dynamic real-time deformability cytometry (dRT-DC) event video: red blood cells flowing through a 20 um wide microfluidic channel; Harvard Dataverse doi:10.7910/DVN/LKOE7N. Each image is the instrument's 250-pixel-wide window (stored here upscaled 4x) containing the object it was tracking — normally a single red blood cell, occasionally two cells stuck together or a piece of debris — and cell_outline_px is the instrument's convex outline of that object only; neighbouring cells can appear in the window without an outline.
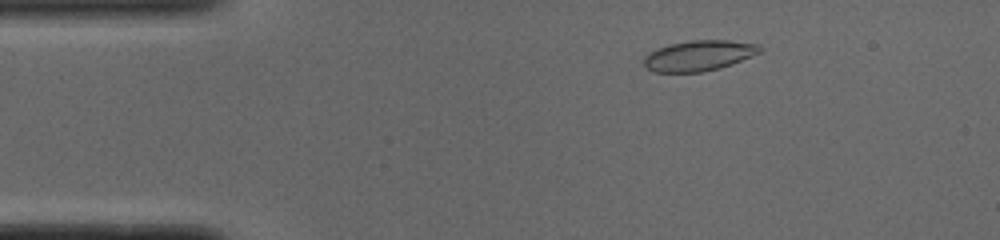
{"species": "common noctule bat (a hibernating species)", "species_latin": "Nyctalus noctula", "temperature_condition": "cold", "stored_images_in_passage": 50, "camera_frame_rate_fps": 3000, "um_per_image_px": 0.085, "animal": {"sex": "male", "body_mass_g": 19.0, "forearm_length_mm": 50.8}, "frame": {"image": 1, "passage_image": 7, "time_ms": 2.0, "image_size_px": [1000, 240], "cell_outline_px": [[764, 48], [760, 52], [732, 64], [720, 68], [704, 72], [656, 72], [644, 68], [644, 56], [668, 44], [692, 40], [728, 40], [760, 44]], "centroid_in_image_um": [59.43, 4.73], "position_along_channel_um": 25.6, "area_um2": 20.63}}
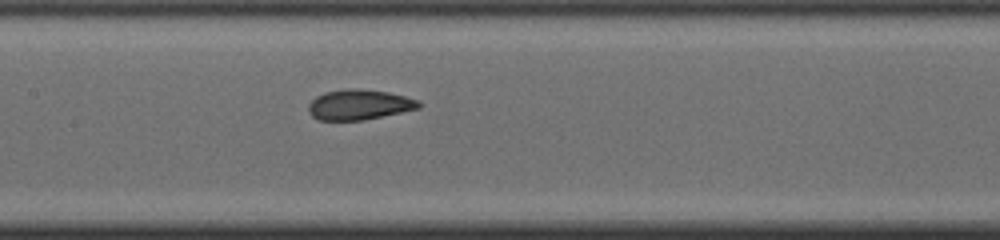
{"frame": {"image": 2, "passage_image": 23, "time_ms": 7.333, "image_size_px": [1000, 240], "cell_outline_px": [[420, 108], [364, 120], [320, 120], [312, 116], [308, 112], [308, 104], [316, 96], [324, 92], [344, 88], [356, 88], [388, 92], [404, 96], [416, 100], [420, 104]], "centroid_in_image_um": [30.48, 8.89], "position_along_channel_um": 176.9, "area_um2": 19.42}}
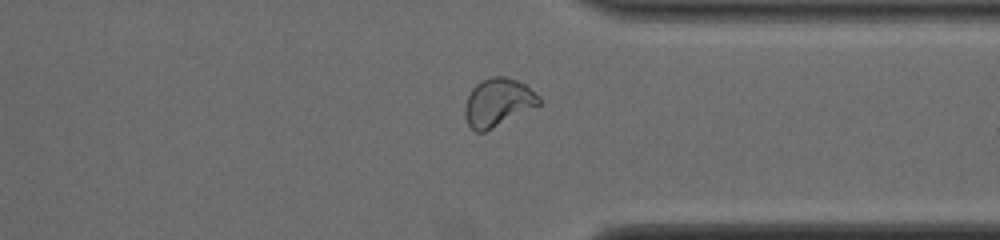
{"frame": {"image": 3, "passage_image": 38, "time_ms": 12.333, "image_size_px": [1000, 240], "cell_outline_px": [[540, 104], [484, 132], [476, 132], [468, 124], [464, 116], [464, 108], [468, 96], [472, 88], [476, 84], [492, 76], [508, 76], [524, 84], [540, 96]], "centroid_in_image_um": [42.3, 8.69], "position_along_channel_um": 369.1, "area_um2": 20.46}, "authors_computed_cell_mechanics": {"area_um2": 20.1144, "velocity_mm_per_s": 3.8823, "shape_relaxation_time_tau1_ms": 7.1919, "shape_relaxation_time_tau2_ms": 1.1081, "deformation_change_tau1": 0.1622, "deformation_change_tau2": 0.0576}}